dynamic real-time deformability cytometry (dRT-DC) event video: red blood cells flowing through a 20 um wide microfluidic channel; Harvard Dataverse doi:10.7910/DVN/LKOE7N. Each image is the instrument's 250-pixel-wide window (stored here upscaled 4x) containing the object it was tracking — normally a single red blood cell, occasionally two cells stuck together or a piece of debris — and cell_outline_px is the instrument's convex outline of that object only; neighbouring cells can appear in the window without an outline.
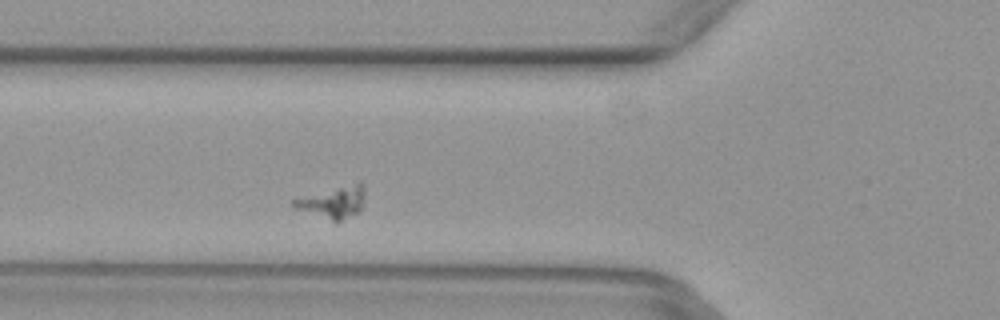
{"species": "common noctule bat (a hibernating species)", "species_latin": "Nyctalus noctula", "temperature_condition": "warm", "stored_images_in_passage": 2, "camera_frame_rate_fps": 3000, "um_per_image_px": 0.085, "animal": {"sex": "female", "body_mass_g": 29.2, "forearm_length_mm": 56.3}, "frame": {"image": 1, "passage_image": 2, "time_ms": 0.333, "image_size_px": [1000, 320], "cell_outline_px": [[364, 200], [360, 208], [356, 212], [340, 220], [332, 220], [292, 208], [292, 200], [360, 180], [364, 184]], "centroid_in_image_um": [28.33, 17.14], "position_along_channel_um": 97.5, "area_um2": 12.89}}